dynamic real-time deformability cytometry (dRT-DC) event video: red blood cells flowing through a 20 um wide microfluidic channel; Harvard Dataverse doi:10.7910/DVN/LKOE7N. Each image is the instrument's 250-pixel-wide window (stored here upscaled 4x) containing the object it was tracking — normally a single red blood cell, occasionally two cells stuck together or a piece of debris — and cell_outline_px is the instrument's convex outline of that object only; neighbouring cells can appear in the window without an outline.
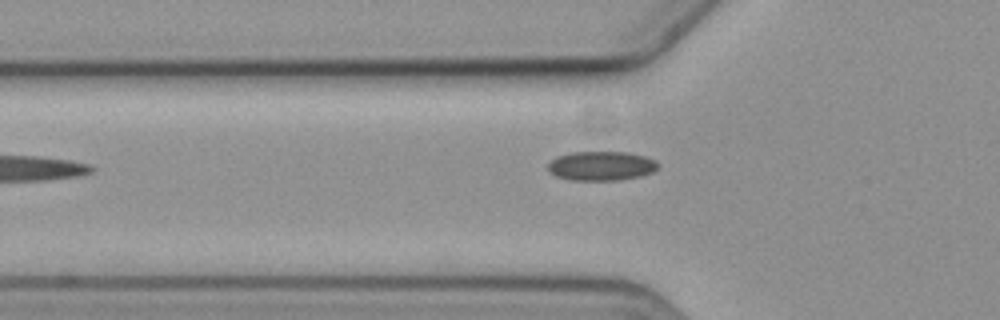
{"species": "common noctule bat (a hibernating species)", "species_latin": "Nyctalus noctula", "temperature_condition": "cold", "stored_images_in_passage": 6, "camera_frame_rate_fps": 3000, "um_per_image_px": 0.085, "animal": {"sex": "female", "body_mass_g": 19.3, "forearm_length_mm": 54.1}, "frame": {"image": 1, "passage_image": 6, "time_ms": 6.0, "image_size_px": [1000, 320], "cell_outline_px": [[660, 164], [652, 172], [640, 176], [620, 180], [572, 180], [556, 176], [548, 172], [548, 164], [556, 156], [572, 152], [628, 152], [644, 156], [656, 160]], "centroid_in_image_um": [51.1, 14.1], "position_along_channel_um": 74.7, "area_um2": 18.84}}